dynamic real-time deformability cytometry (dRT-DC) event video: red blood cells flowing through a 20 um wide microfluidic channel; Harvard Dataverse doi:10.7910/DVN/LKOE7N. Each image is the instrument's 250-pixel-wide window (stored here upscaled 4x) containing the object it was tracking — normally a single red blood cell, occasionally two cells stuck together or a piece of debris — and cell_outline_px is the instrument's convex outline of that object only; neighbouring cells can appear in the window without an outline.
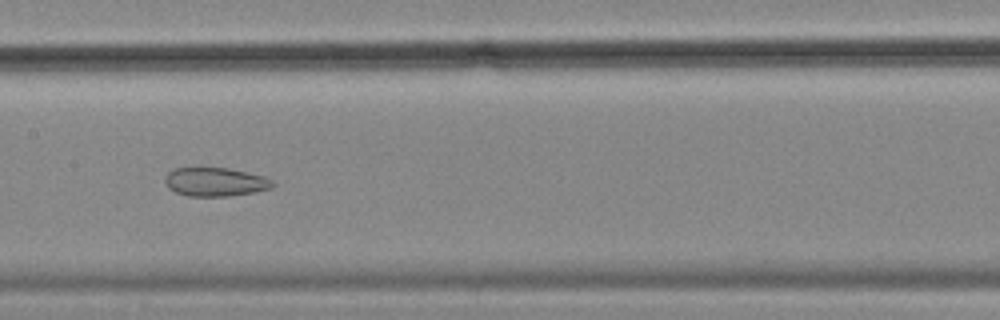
{"species": "common noctule bat (a hibernating species)", "species_latin": "Nyctalus noctula", "temperature_condition": "cold", "stored_images_in_passage": 56, "camera_frame_rate_fps": 3000, "um_per_image_px": 0.085, "animal": {"sex": "female", "body_mass_g": 18.4}, "frame": {"image": 1, "passage_image": 28, "time_ms": 9.0, "image_size_px": [1000, 320], "cell_outline_px": [[276, 184], [272, 188], [256, 192], [228, 196], [188, 196], [176, 192], [168, 188], [164, 180], [164, 176], [168, 172], [176, 168], [200, 164], [228, 168], [264, 176], [272, 180]], "centroid_in_image_um": [18.26, 15.41], "position_along_channel_um": 189.1, "area_um2": 18.84}}
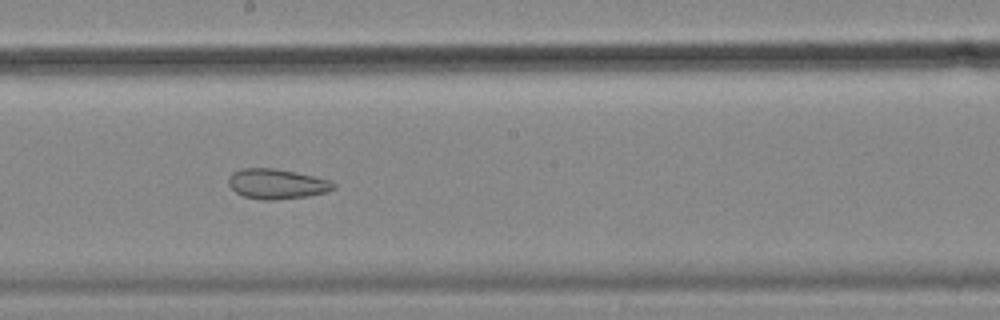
{"frame": {"image": 2, "passage_image": 31, "time_ms": 10.0, "image_size_px": [1000, 320], "cell_outline_px": [[336, 188], [328, 192], [308, 196], [276, 200], [260, 200], [244, 196], [236, 192], [228, 184], [228, 176], [232, 172], [240, 168], [272, 168], [296, 172], [328, 180], [336, 184]], "centroid_in_image_um": [23.51, 15.64], "position_along_channel_um": 224.7, "area_um2": 18.5}}
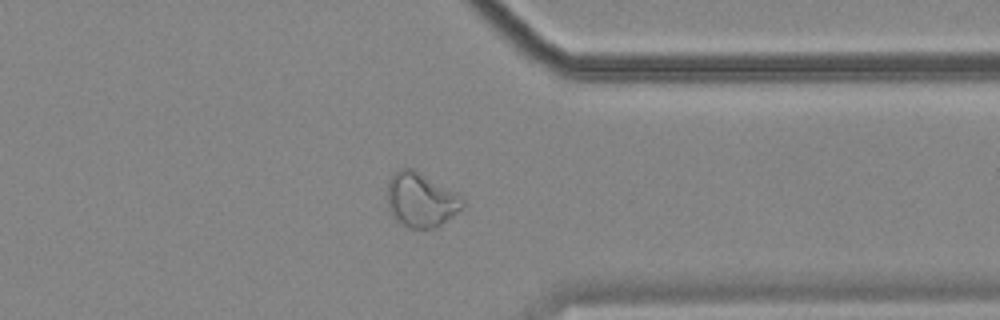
{"frame": {"image": 3, "passage_image": 44, "time_ms": 14.333, "image_size_px": [1000, 320], "cell_outline_px": [[464, 204], [452, 216], [436, 228], [408, 228], [396, 220], [388, 212], [388, 180], [400, 168], [412, 168], [464, 196]], "centroid_in_image_um": [35.77, 16.99], "position_along_channel_um": 375.6, "area_um2": 23.87}, "authors_computed_cell_mechanics": {"area_um2": 25.8655, "velocity_mm_per_s": 3.5742, "shape_relaxation_time_tau1_ms": null, "shape_relaxation_time_tau2_ms": 2.558, "deformation_change_tau1": null, "deformation_change_tau2": 0.0833}}